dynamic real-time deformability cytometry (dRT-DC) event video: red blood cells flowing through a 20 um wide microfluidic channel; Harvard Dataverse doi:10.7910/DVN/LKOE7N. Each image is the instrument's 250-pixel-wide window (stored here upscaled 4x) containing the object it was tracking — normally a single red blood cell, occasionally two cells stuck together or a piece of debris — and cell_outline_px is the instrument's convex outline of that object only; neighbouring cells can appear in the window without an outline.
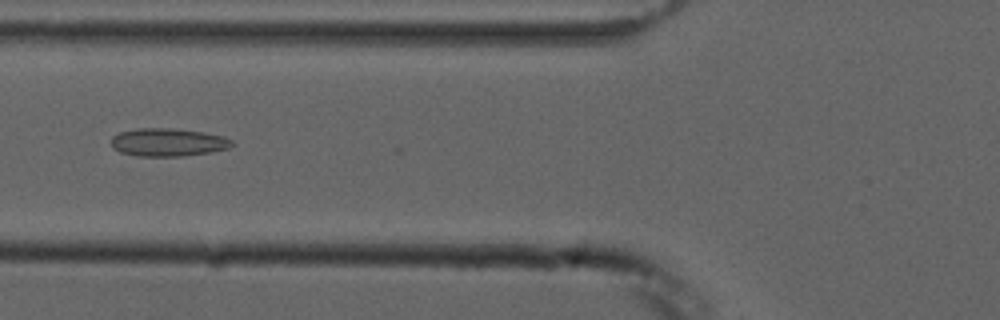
{"species": "common noctule bat (a hibernating species)", "species_latin": "Nyctalus noctula", "temperature_condition": "cold", "stored_images_in_passage": 6, "camera_frame_rate_fps": 3000, "um_per_image_px": 0.085, "animal": {"sex": "male", "forearm_length_mm": 52.5}, "frame": {"image": 1, "passage_image": 6, "time_ms": 6.0, "image_size_px": [1000, 320], "cell_outline_px": [[236, 144], [228, 148], [212, 152], [184, 156], [136, 156], [120, 152], [112, 148], [112, 136], [120, 132], [140, 128], [172, 128], [204, 132], [224, 136], [232, 140]], "centroid_in_image_um": [14.31, 12.1], "position_along_channel_um": 111.5, "area_um2": 19.88}}